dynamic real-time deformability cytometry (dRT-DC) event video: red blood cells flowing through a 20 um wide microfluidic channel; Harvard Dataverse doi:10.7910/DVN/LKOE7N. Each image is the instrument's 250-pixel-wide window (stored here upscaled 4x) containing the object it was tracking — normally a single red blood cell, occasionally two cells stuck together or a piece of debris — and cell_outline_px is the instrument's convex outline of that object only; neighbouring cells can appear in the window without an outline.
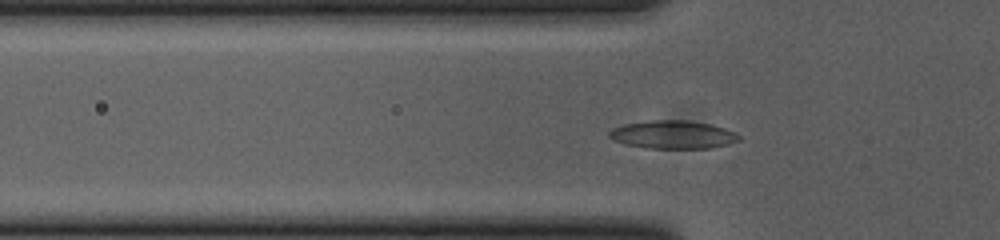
{"species": "common noctule bat (a hibernating species)", "species_latin": "Nyctalus noctula", "temperature_condition": "cold", "stored_images_in_passage": 43, "camera_frame_rate_fps": 3000, "um_per_image_px": 0.085, "animal": {"sex": "female", "body_mass_g": 23.0, "forearm_length_mm": 53.4}, "frame": {"image": 1, "passage_image": 4, "time_ms": 1.0, "image_size_px": [1000, 240], "cell_outline_px": [[740, 140], [728, 144], [712, 148], [648, 148], [624, 144], [608, 136], [608, 132], [612, 128], [624, 124], [652, 120], [684, 120], [712, 124], [724, 128], [740, 136]], "centroid_in_image_um": [57.19, 11.44], "position_along_channel_um": 68.6, "area_um2": 21.15}}
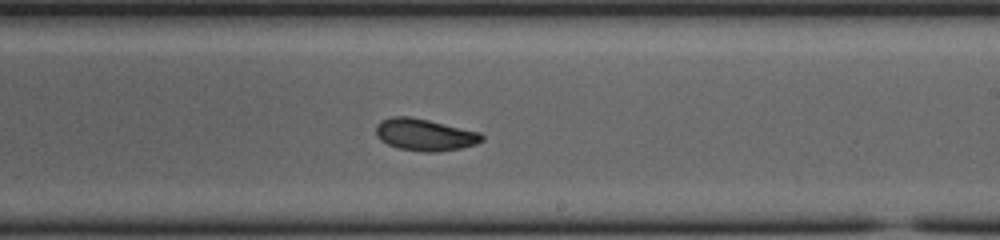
{"frame": {"image": 2, "passage_image": 19, "time_ms": 6.0, "image_size_px": [1000, 240], "cell_outline_px": [[484, 140], [476, 144], [460, 148], [436, 152], [424, 152], [396, 148], [380, 140], [376, 136], [376, 124], [380, 120], [392, 116], [408, 116], [428, 120], [480, 132], [484, 136]], "centroid_in_image_um": [36.08, 11.45], "position_along_channel_um": 252.9, "area_um2": 19.83}}
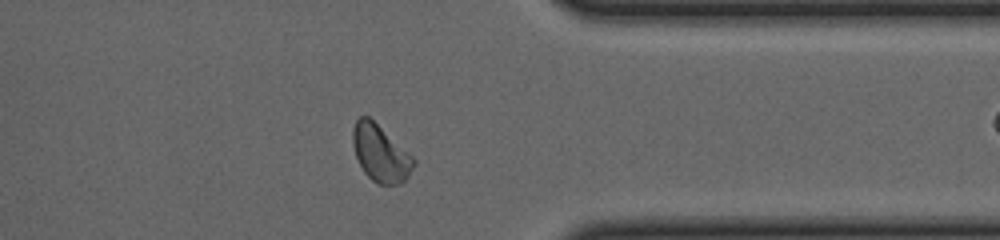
{"frame": {"image": 3, "passage_image": 30, "time_ms": 9.667, "image_size_px": [1000, 240], "cell_outline_px": [[416, 164], [408, 176], [400, 184], [380, 184], [372, 180], [364, 172], [356, 156], [352, 144], [352, 128], [356, 120], [360, 116], [368, 116], [408, 152], [416, 160]], "centroid_in_image_um": [32.33, 13.03], "position_along_channel_um": 379.1, "area_um2": 19.88}, "authors_computed_cell_mechanics": {"area_um2": 19.7676, "velocity_mm_per_s": 3.6783, "shape_relaxation_time_tau1_ms": 10.6489, "shape_relaxation_time_tau2_ms": 2.6274, "deformation_change_tau1": 0.2006, "deformation_change_tau2": 0.0611}}